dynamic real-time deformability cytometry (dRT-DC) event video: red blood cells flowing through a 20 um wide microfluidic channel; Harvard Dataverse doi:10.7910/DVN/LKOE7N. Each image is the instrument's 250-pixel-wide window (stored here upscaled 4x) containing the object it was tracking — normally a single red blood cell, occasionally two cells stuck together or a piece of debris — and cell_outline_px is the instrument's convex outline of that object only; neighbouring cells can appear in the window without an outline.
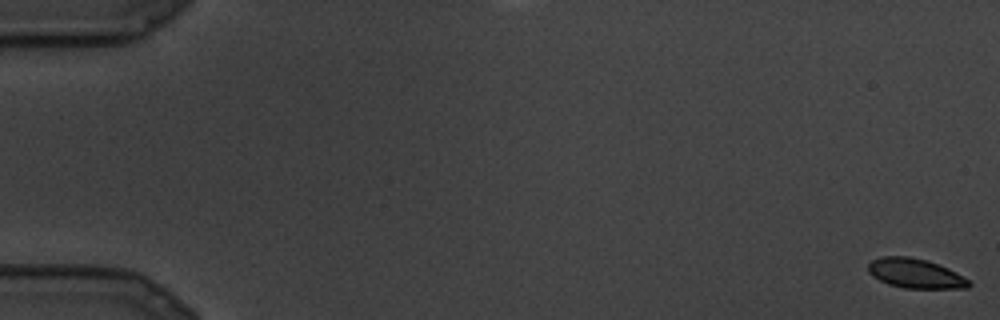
{"species": "common noctule bat (a hibernating species)", "species_latin": "Nyctalus noctula", "temperature_condition": "cold", "stored_images_in_passage": 7, "camera_frame_rate_fps": 3000, "um_per_image_px": 0.085, "animal": {"sex": "male", "body_mass_g": 19.5, "forearm_length_mm": 54.6}, "frame": {"image": 1, "passage_image": 1, "time_ms": 0.0, "image_size_px": [1000, 320], "cell_outline_px": [[972, 284], [968, 288], [904, 288], [888, 284], [872, 276], [868, 272], [868, 264], [872, 260], [880, 256], [908, 256], [928, 260], [948, 268], [956, 272], [968, 280]], "centroid_in_image_um": [77.79, 23.23], "position_along_channel_um": 7.2, "area_um2": 17.4}}